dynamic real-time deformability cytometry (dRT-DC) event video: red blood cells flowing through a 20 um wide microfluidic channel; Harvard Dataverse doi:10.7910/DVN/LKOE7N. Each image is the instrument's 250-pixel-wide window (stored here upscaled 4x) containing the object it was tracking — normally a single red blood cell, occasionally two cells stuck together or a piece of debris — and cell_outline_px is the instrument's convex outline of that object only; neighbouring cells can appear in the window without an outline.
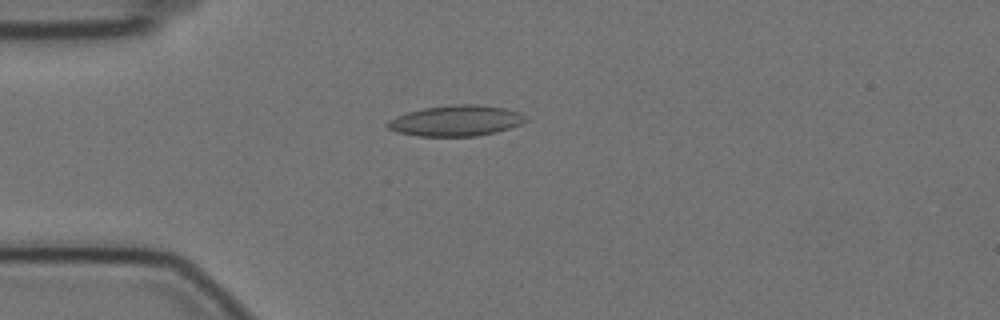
{"species": "Egyptian fruit bat (a non-hibernating species)", "species_latin": "Rousettus aegyptiacus", "temperature_condition": "cold", "stored_images_in_passage": 57, "camera_frame_rate_fps": 3000, "um_per_image_px": 0.085, "animal": {"sex": "female"}, "frame": {"image": 1, "passage_image": 14, "time_ms": 4.333, "image_size_px": [1000, 320], "cell_outline_px": [[528, 120], [520, 124], [496, 132], [476, 136], [416, 136], [396, 132], [388, 128], [384, 124], [388, 120], [396, 116], [408, 112], [424, 108], [460, 104], [476, 104], [504, 108], [520, 112], [528, 116]], "centroid_in_image_um": [38.75, 10.26], "position_along_channel_um": 46.2, "area_um2": 24.8}}
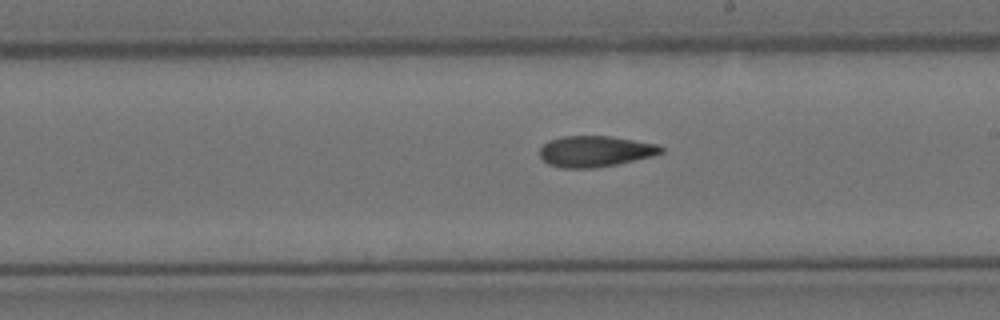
{"frame": {"image": 2, "passage_image": 32, "time_ms": 10.333, "image_size_px": [1000, 320], "cell_outline_px": [[664, 152], [652, 156], [616, 164], [592, 168], [560, 168], [548, 164], [540, 156], [540, 148], [548, 140], [564, 136], [612, 136], [660, 144], [664, 148]], "centroid_in_image_um": [50.61, 12.85], "position_along_channel_um": 238.4, "area_um2": 22.02}}
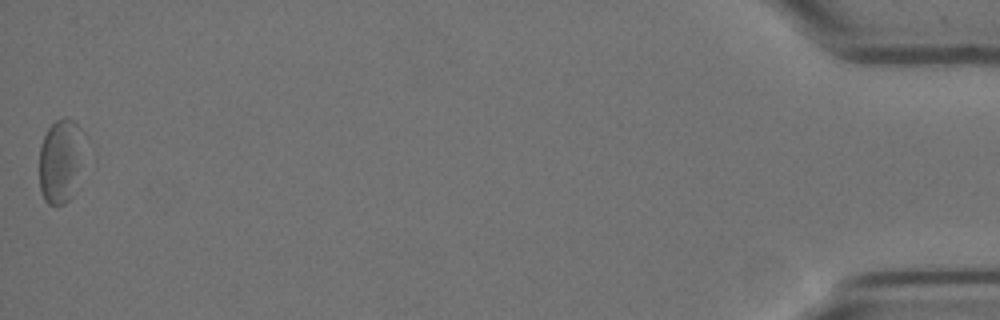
{"frame": {"image": 3, "passage_image": 57, "time_ms": 18.667, "image_size_px": [1000, 320], "cell_outline_px": [[84, 132], [76, 192], [64, 204], [48, 204], [44, 200], [40, 188], [40, 144], [48, 128], [56, 120], [64, 116], [68, 116], [76, 120]], "centroid_in_image_um": [5.16, 13.63], "position_along_channel_um": 430.0, "area_um2": 22.25}, "authors_computed_cell_mechanics": {"area_um2": 22.6576, "velocity_mm_per_s": 3.4597, "shape_relaxation_time_tau1_ms": null, "shape_relaxation_time_tau2_ms": 6.1223, "deformation_change_tau1": null, "deformation_change_tau2": 0.1171}}